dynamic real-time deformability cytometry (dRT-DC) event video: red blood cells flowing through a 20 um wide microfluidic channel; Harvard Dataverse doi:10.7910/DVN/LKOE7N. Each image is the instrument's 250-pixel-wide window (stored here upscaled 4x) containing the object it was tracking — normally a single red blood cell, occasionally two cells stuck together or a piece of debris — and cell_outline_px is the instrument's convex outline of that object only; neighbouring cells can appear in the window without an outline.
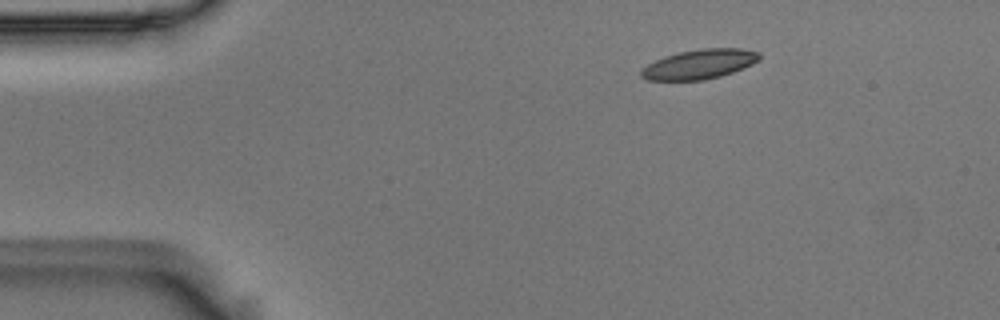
{"species": "Egyptian fruit bat (a non-hibernating species)", "species_latin": "Rousettus aegyptiacus", "temperature_condition": "room temperature", "stored_images_in_passage": 3, "camera_frame_rate_fps": 3000, "um_per_image_px": 0.085, "animal": {"sex": "male"}, "frame": {"image": 1, "passage_image": 1, "time_ms": 0.0, "image_size_px": [1000, 320], "cell_outline_px": [[760, 60], [752, 64], [732, 72], [720, 76], [704, 80], [648, 80], [640, 76], [640, 72], [648, 64], [664, 56], [680, 52], [700, 48], [740, 48], [760, 52]], "centroid_in_image_um": [59.47, 5.45], "position_along_channel_um": 25.5, "area_um2": 20.29}}